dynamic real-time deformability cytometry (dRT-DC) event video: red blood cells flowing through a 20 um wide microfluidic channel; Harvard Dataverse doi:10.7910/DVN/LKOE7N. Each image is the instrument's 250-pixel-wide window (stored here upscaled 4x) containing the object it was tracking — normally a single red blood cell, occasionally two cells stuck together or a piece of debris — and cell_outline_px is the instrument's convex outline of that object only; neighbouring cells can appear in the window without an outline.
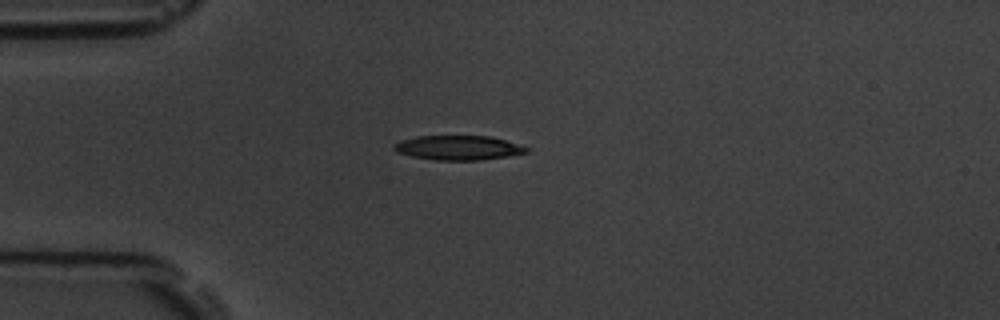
{"species": "common noctule bat (a hibernating species)", "species_latin": "Nyctalus noctula", "temperature_condition": "room temperature", "stored_images_in_passage": 6, "camera_frame_rate_fps": 3000, "um_per_image_px": 0.085, "animal": {"sex": "male", "body_mass_g": 19.5, "forearm_length_mm": 54.6}, "frame": {"image": 1, "passage_image": 1, "time_ms": 0.0, "image_size_px": [1000, 320], "cell_outline_px": [[528, 152], [508, 156], [480, 160], [436, 160], [412, 156], [396, 152], [392, 148], [400, 140], [416, 136], [488, 136], [504, 140], [528, 148]], "centroid_in_image_um": [38.91, 12.56], "position_along_channel_um": 46.1, "area_um2": 18.67}}
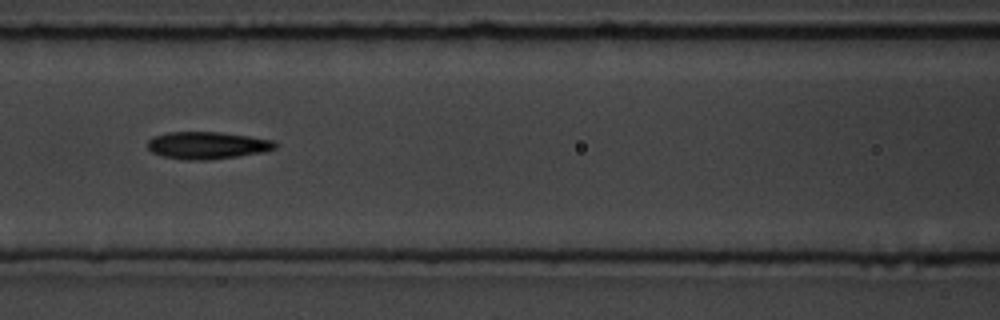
{"frame": {"image": 2, "passage_image": 4, "time_ms": 3.333, "image_size_px": [1000, 320], "cell_outline_px": [[276, 148], [264, 152], [208, 160], [184, 160], [164, 156], [152, 152], [148, 148], [148, 140], [152, 136], [168, 132], [220, 132], [248, 136], [272, 140], [276, 144]], "centroid_in_image_um": [17.59, 12.35], "position_along_channel_um": 149.0, "area_um2": 20.17}}
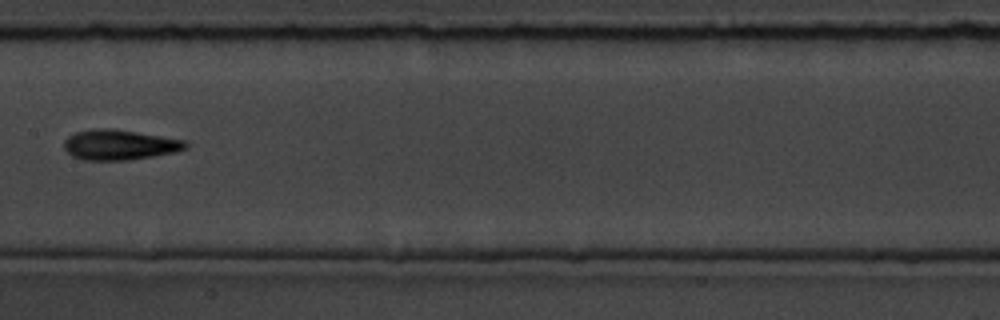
{"frame": {"image": 3, "passage_image": 5, "time_ms": 4.667, "image_size_px": [1000, 320], "cell_outline_px": [[188, 148], [176, 152], [128, 160], [84, 160], [72, 156], [64, 148], [64, 140], [68, 136], [76, 132], [92, 128], [112, 128], [184, 140], [188, 144]], "centroid_in_image_um": [10.14, 12.3], "position_along_channel_um": 197.3, "area_um2": 21.39}}